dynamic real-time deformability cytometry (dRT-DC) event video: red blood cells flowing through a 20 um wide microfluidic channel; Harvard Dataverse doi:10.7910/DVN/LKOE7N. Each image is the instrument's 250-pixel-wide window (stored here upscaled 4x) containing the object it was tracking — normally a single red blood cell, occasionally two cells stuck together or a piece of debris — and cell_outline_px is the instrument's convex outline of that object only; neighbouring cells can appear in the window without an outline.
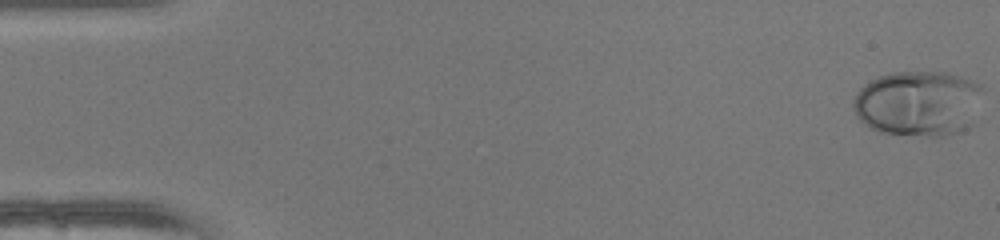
{"species": "human", "species_latin": "Homo sapiens", "temperature_condition": "warm", "stored_images_in_passage": 49, "camera_frame_rate_fps": 3000, "um_per_image_px": 0.085, "donor": {"sex": "female"}, "frame": {"image": 1, "passage_image": 1, "time_ms": 0.0, "image_size_px": [1000, 240], "cell_outline_px": [[984, 88], [972, 124], [968, 128], [960, 132], [944, 136], [928, 136], [880, 132], [868, 128], [856, 116], [852, 108], [852, 100], [856, 92], [864, 84], [880, 76], [896, 72], [948, 72], [972, 80], [980, 84]], "centroid_in_image_um": [78.05, 8.79], "position_along_channel_um": 7.0, "area_um2": 50.0}}
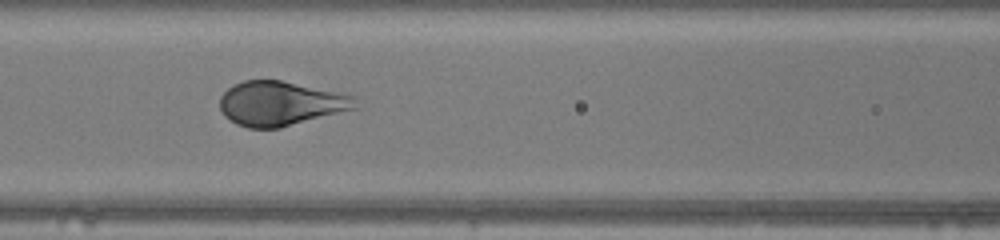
{"frame": {"image": 2, "passage_image": 22, "time_ms": 7.0, "image_size_px": [1000, 240], "cell_outline_px": [[360, 108], [280, 128], [248, 128], [236, 124], [224, 116], [220, 108], [220, 96], [232, 84], [244, 80], [280, 80], [356, 96]], "centroid_in_image_um": [23.87, 8.8], "position_along_channel_um": 142.7, "area_um2": 35.37}}
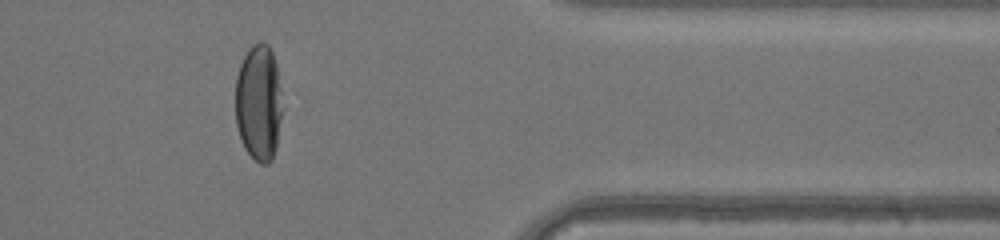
{"frame": {"image": 3, "passage_image": 41, "time_ms": 13.333, "image_size_px": [1000, 240], "cell_outline_px": [[284, 108], [276, 148], [272, 160], [268, 164], [260, 164], [244, 148], [236, 124], [236, 76], [240, 64], [244, 56], [252, 44], [260, 40], [268, 44], [272, 52], [276, 64]], "centroid_in_image_um": [22.01, 8.72], "position_along_channel_um": 389.4, "area_um2": 32.37}, "authors_computed_cell_mechanics": {"area_um2": 37.6856, "velocity_mm_per_s": 4.2197, "shape_relaxation_time_tau1_ms": 2.9949, "shape_relaxation_time_tau2_ms": null, "deformation_change_tau1": 0.2303, "deformation_change_tau2": null}}